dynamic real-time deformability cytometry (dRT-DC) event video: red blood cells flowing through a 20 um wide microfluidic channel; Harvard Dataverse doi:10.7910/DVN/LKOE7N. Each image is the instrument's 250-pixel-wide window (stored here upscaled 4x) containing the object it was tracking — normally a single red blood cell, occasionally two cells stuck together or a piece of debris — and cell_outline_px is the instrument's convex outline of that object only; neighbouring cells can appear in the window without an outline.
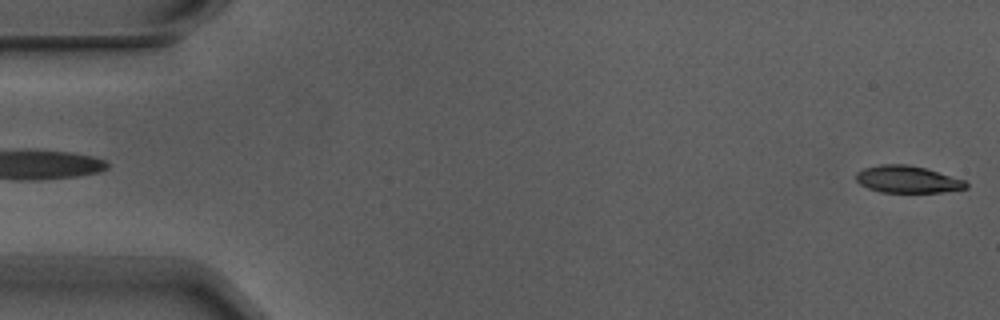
{"species": "Egyptian fruit bat (a non-hibernating species)", "species_latin": "Rousettus aegyptiacus", "temperature_condition": "warm", "stored_images_in_passage": 3, "camera_frame_rate_fps": 3000, "um_per_image_px": 0.085, "animal": {"sex": "male"}, "frame": {"image": 1, "passage_image": 3, "time_ms": 0.667, "image_size_px": [1000, 320], "cell_outline_px": [[968, 188], [944, 192], [880, 192], [868, 188], [860, 184], [856, 180], [856, 172], [864, 168], [880, 164], [908, 164], [924, 168], [964, 180], [968, 184]], "centroid_in_image_um": [77.11, 15.25], "position_along_channel_um": 7.9, "area_um2": 17.28}}